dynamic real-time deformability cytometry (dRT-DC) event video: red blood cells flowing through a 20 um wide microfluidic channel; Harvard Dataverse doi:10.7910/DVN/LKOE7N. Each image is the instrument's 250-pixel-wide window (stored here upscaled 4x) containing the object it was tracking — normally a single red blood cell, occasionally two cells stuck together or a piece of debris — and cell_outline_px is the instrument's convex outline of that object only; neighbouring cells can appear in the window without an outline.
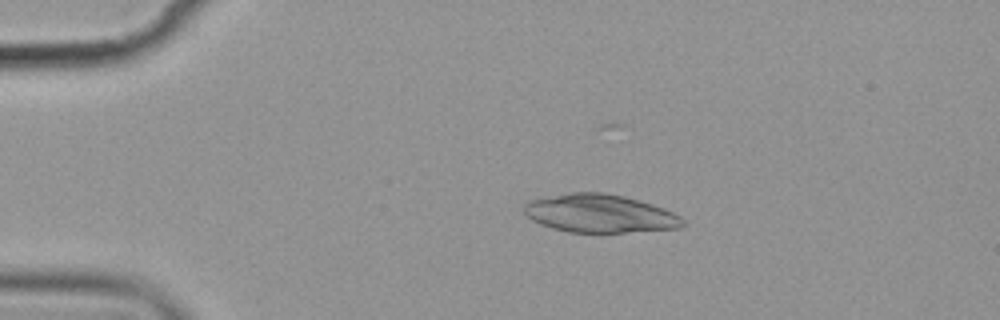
{"species": "common noctule bat (a hibernating species)", "species_latin": "Nyctalus noctula", "temperature_condition": "cold", "stored_images_in_passage": 3, "camera_frame_rate_fps": 3000, "um_per_image_px": 0.085, "animal": {"sex": "female", "body_mass_g": 19.9}, "frame": {"image": 1, "passage_image": 2, "time_ms": 1.0, "image_size_px": [1000, 320], "cell_outline_px": [[688, 224], [680, 228], [624, 232], [568, 232], [552, 228], [540, 224], [532, 220], [524, 212], [524, 204], [528, 200], [568, 192], [604, 192], [624, 196], [640, 200], [664, 208], [680, 216]], "centroid_in_image_um": [50.99, 18.14], "position_along_channel_um": 34.0, "area_um2": 35.55}}